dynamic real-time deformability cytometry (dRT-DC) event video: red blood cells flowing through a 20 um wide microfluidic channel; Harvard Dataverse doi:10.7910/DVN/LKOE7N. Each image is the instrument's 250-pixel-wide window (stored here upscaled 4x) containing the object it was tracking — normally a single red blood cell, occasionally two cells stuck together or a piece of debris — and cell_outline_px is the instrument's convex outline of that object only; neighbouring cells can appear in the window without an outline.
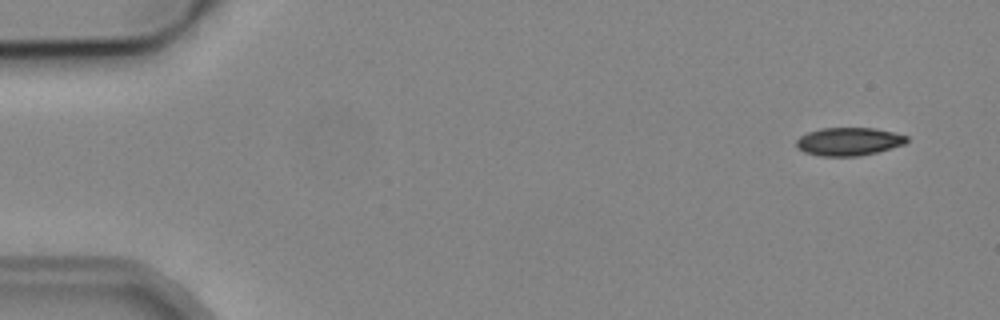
{"species": "common noctule bat (a hibernating species)", "species_latin": "Nyctalus noctula", "temperature_condition": "cold", "stored_images_in_passage": 3, "camera_frame_rate_fps": 3000, "um_per_image_px": 0.085, "animal": {"sex": "male", "body_mass_g": 19.2, "forearm_length_mm": 51.8}, "frame": {"image": 1, "passage_image": 3, "time_ms": 2.333, "image_size_px": [1000, 320], "cell_outline_px": [[908, 140], [904, 144], [892, 148], [876, 152], [856, 156], [820, 156], [804, 152], [796, 148], [796, 140], [800, 136], [808, 132], [820, 128], [876, 128], [908, 136]], "centroid_in_image_um": [72.12, 12.03], "position_along_channel_um": 12.9, "area_um2": 18.09}}